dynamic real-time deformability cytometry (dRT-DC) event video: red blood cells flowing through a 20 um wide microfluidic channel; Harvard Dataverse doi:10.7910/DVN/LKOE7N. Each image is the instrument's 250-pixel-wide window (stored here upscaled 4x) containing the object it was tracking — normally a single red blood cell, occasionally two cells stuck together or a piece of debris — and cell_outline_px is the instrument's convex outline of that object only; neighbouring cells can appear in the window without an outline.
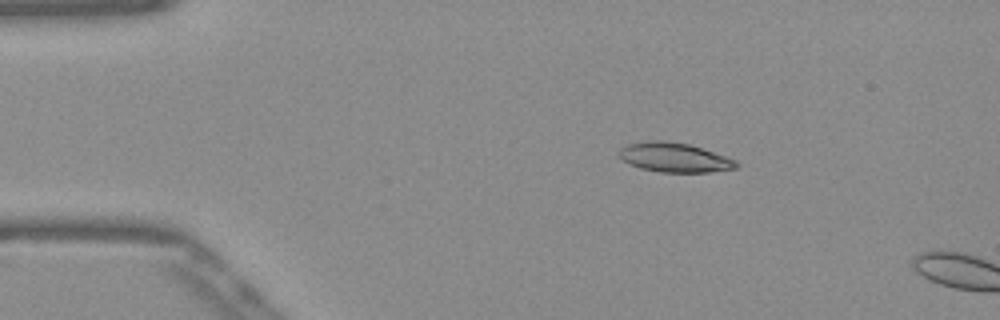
{"species": "Egyptian fruit bat (a non-hibernating species)", "species_latin": "Rousettus aegyptiacus", "temperature_condition": "warm", "stored_images_in_passage": 4, "camera_frame_rate_fps": 3000, "um_per_image_px": 0.085, "frame": {"image": 1, "passage_image": 1, "time_ms": 0.0, "image_size_px": [1000, 320], "cell_outline_px": [[740, 164], [736, 168], [708, 172], [660, 172], [640, 168], [624, 160], [620, 156], [620, 148], [628, 144], [648, 140], [664, 140], [688, 144], [736, 160]], "centroid_in_image_um": [57.33, 13.38], "position_along_channel_um": 27.7, "area_um2": 19.77}}